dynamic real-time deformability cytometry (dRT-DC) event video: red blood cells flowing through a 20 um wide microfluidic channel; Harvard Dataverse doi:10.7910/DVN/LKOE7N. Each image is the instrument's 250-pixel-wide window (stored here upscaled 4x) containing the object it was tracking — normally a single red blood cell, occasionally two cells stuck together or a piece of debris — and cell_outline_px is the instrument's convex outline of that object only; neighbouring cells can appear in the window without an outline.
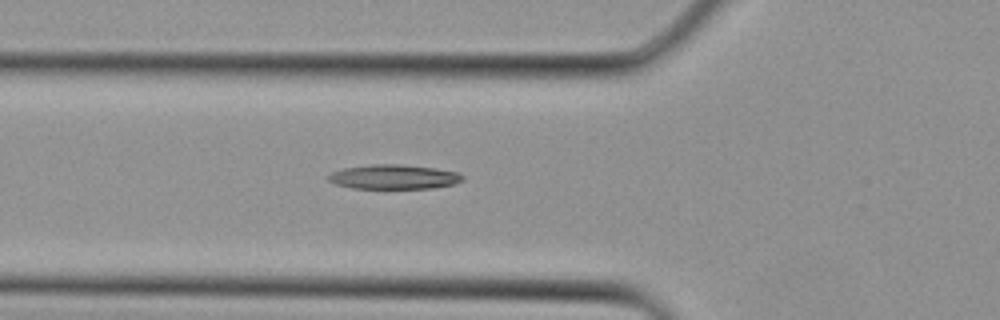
{"species": "Egyptian fruit bat (a non-hibernating species)", "species_latin": "Rousettus aegyptiacus", "temperature_condition": "cold", "stored_images_in_passage": 4, "segment_of_instrument_passage": [1, 2], "camera_frame_rate_fps": 3000, "um_per_image_px": 0.085, "animal": {"sex": "female"}, "frame": {"image": 1, "passage_image": 3, "time_ms": 0.667, "image_size_px": [1000, 320], "cell_outline_px": [[464, 180], [452, 184], [432, 188], [352, 188], [336, 184], [328, 180], [328, 176], [332, 172], [344, 168], [372, 164], [400, 164], [436, 168], [460, 172], [464, 176]], "centroid_in_image_um": [33.51, 15.02], "position_along_channel_um": 92.3, "area_um2": 19.13}}